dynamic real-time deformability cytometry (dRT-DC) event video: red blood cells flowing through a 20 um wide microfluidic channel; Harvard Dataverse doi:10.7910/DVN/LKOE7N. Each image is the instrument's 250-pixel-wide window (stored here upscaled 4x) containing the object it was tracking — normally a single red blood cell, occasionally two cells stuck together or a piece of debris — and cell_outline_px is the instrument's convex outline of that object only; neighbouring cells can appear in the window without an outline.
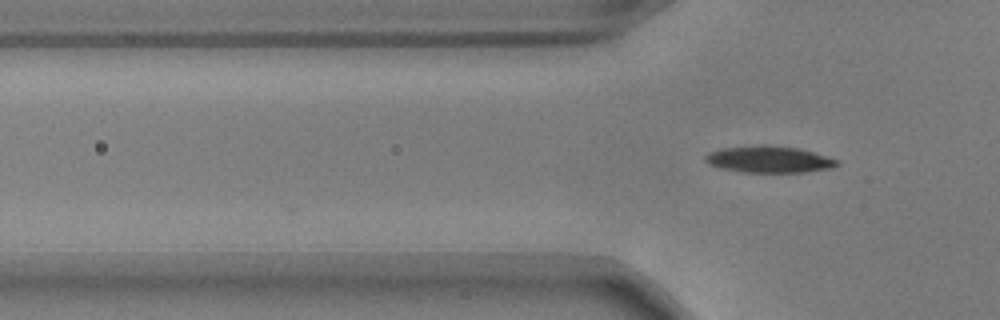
{"species": "common noctule bat (a hibernating species)", "species_latin": "Nyctalus noctula", "temperature_condition": "warm", "stored_images_in_passage": 4, "camera_frame_rate_fps": 3000, "um_per_image_px": 0.085, "animal": {"sex": "male", "body_mass_g": 17.9, "forearm_length_mm": 54.2}, "frame": {"image": 1, "passage_image": 4, "time_ms": 1.0, "image_size_px": [1000, 320], "cell_outline_px": [[840, 164], [832, 168], [804, 172], [744, 172], [720, 168], [708, 164], [704, 160], [704, 156], [708, 152], [720, 148], [760, 144], [764, 144], [796, 148], [812, 152], [840, 160]], "centroid_in_image_um": [65.33, 13.54], "position_along_channel_um": 60.5, "area_um2": 20.63}}